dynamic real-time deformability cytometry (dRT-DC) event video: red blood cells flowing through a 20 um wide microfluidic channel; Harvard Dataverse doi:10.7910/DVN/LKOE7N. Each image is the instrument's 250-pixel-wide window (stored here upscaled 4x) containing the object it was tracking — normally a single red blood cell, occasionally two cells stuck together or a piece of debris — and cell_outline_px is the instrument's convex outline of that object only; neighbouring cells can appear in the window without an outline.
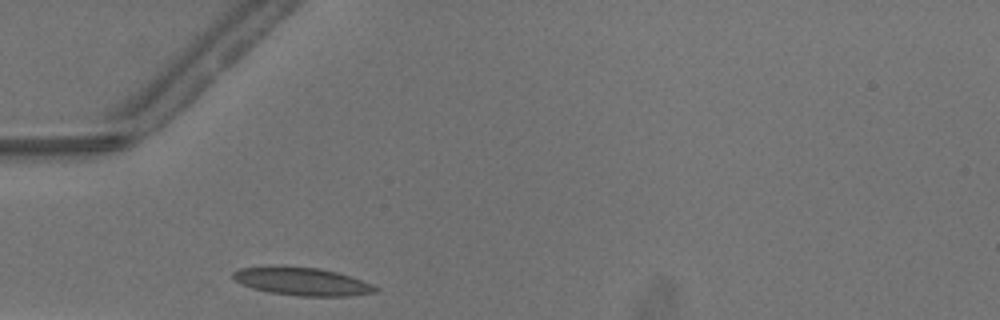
{"species": "common noctule bat (a hibernating species)", "species_latin": "Nyctalus noctula", "temperature_condition": "warm", "stored_images_in_passage": 23, "camera_frame_rate_fps": 3000, "um_per_image_px": 0.085, "animal": {"sex": "male", "body_mass_g": 13.3}, "frame": {"image": 1, "passage_image": 1, "time_ms": 0.0, "image_size_px": [1000, 320], "cell_outline_px": [[380, 292], [352, 296], [300, 296], [268, 292], [252, 288], [240, 284], [232, 276], [232, 272], [240, 268], [272, 264], [320, 268], [352, 276], [372, 284], [380, 288]], "centroid_in_image_um": [25.68, 23.9], "position_along_channel_um": 59.3, "area_um2": 23.93}}
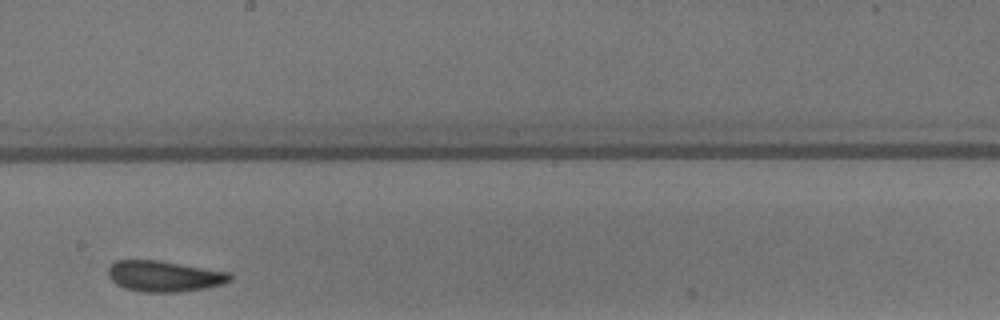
{"frame": {"image": 2, "passage_image": 14, "time_ms": 4.333, "image_size_px": [1000, 320], "cell_outline_px": [[232, 280], [224, 284], [208, 288], [180, 292], [140, 292], [124, 288], [116, 284], [108, 276], [108, 268], [116, 260], [160, 260], [228, 272], [232, 276]], "centroid_in_image_um": [13.97, 23.48], "position_along_channel_um": 234.2, "area_um2": 22.14}}
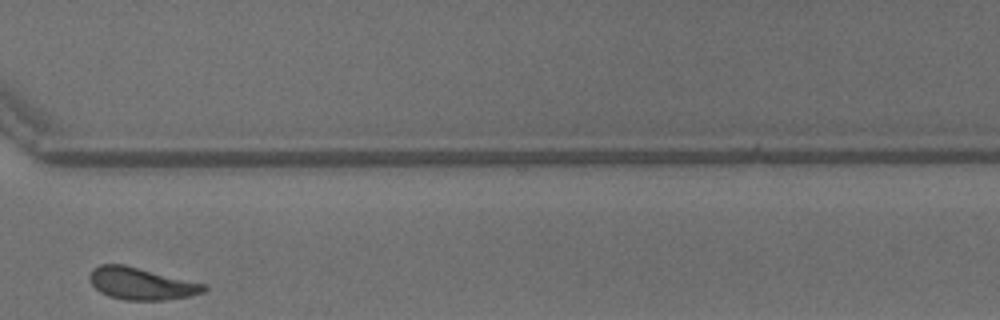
{"frame": {"image": 3, "passage_image": 23, "time_ms": 7.333, "image_size_px": [1000, 320], "cell_outline_px": [[208, 288], [204, 292], [188, 296], [164, 300], [124, 300], [108, 296], [100, 292], [92, 284], [88, 276], [92, 268], [100, 264], [124, 264], [208, 284]], "centroid_in_image_um": [12.02, 24.1], "position_along_channel_um": 358.6, "area_um2": 21.62}}